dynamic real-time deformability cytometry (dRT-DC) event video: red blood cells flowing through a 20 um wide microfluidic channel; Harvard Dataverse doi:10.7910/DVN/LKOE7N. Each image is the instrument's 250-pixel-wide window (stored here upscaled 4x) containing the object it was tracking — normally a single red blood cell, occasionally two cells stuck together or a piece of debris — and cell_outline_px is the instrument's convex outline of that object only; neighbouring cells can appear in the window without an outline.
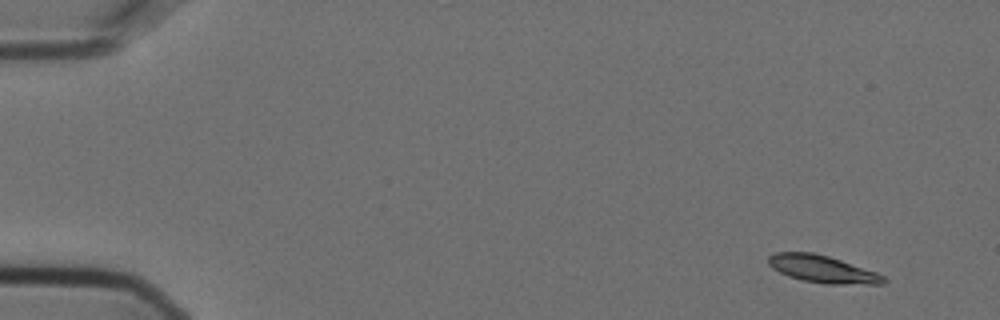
{"species": "Egyptian fruit bat (a non-hibernating species)", "species_latin": "Rousettus aegyptiacus", "temperature_condition": "cold", "stored_images_in_passage": 9, "camera_frame_rate_fps": 3000, "um_per_image_px": 0.085, "animal": {"sex": "female"}, "frame": {"image": 1, "passage_image": 1, "time_ms": 0.0, "image_size_px": [1000, 320], "cell_outline_px": [[888, 280], [884, 284], [828, 284], [804, 280], [788, 276], [772, 268], [768, 264], [768, 256], [776, 252], [812, 252], [828, 256], [876, 272], [884, 276]], "centroid_in_image_um": [69.91, 22.87], "position_along_channel_um": 15.1, "area_um2": 18.21}}
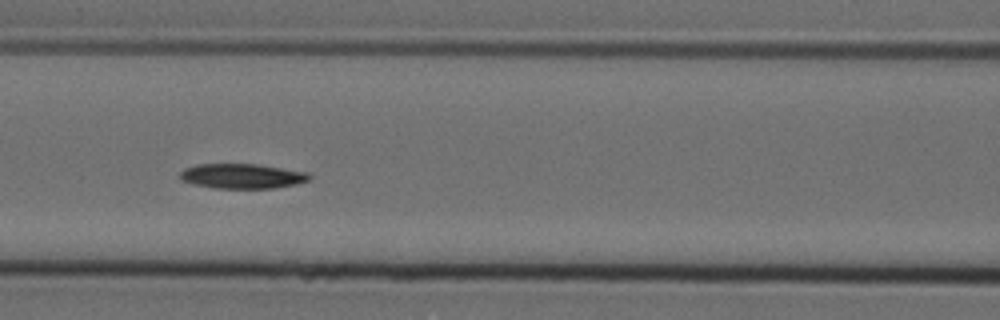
{"frame": {"image": 2, "passage_image": 7, "time_ms": 2.0, "image_size_px": [1000, 320], "cell_outline_px": [[312, 180], [296, 184], [272, 188], [212, 188], [180, 180], [180, 172], [184, 168], [196, 164], [256, 164], [308, 172], [312, 176]], "centroid_in_image_um": [20.6, 14.96], "position_along_channel_um": 146.0, "area_um2": 18.79}}
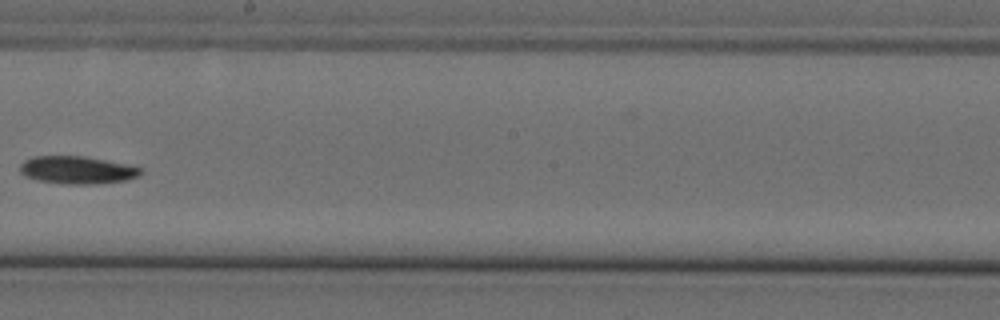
{"frame": {"image": 3, "passage_image": 9, "time_ms": 2.667, "image_size_px": [1000, 320], "cell_outline_px": [[144, 172], [140, 176], [128, 180], [92, 184], [64, 184], [36, 180], [24, 176], [20, 172], [20, 164], [24, 160], [36, 156], [84, 156], [144, 168]], "centroid_in_image_um": [6.57, 14.46], "position_along_channel_um": 241.6, "area_um2": 19.59}}